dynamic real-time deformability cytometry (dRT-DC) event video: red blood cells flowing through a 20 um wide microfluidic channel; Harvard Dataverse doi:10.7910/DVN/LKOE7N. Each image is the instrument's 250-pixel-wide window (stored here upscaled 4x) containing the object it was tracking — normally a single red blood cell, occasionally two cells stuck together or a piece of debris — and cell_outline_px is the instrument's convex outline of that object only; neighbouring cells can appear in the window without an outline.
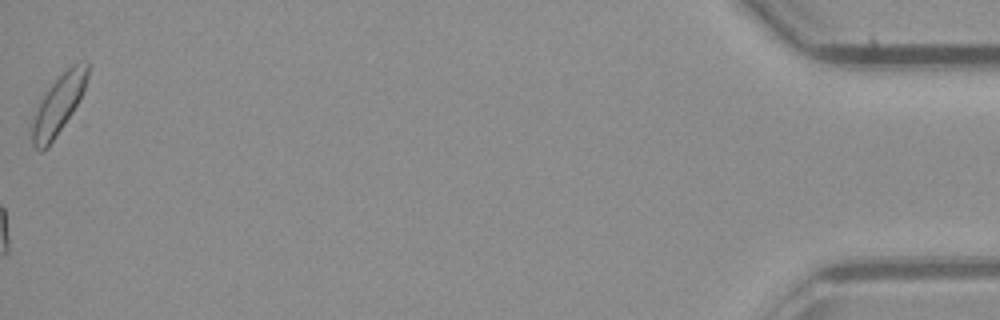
{"species": "common noctule bat (a hibernating species)", "species_latin": "Nyctalus noctula", "temperature_condition": "room temperature", "stored_images_in_passage": 48, "camera_frame_rate_fps": 3000, "um_per_image_px": 0.085, "animal": {"sex": "male", "body_mass_g": 23.1, "forearm_length_mm": 52.7}, "frame": {"image": 1, "passage_image": 48, "time_ms": 15.667, "image_size_px": [1000, 320], "cell_outline_px": [[88, 76], [84, 92], [76, 120], [48, 148], [40, 152], [32, 144], [32, 124], [40, 100], [44, 92], [72, 64], [88, 60]], "centroid_in_image_um": [5.06, 9.01], "position_along_channel_um": 430.1, "area_um2": 20.69}, "authors_computed_cell_mechanics": {"area_um2": 17.051, "velocity_mm_per_s": 4.3855, "shape_relaxation_time_tau1_ms": 8.2527, "shape_relaxation_time_tau2_ms": 3.4797, "deformation_change_tau1": 0.17, "deformation_change_tau2": 0.0917}}